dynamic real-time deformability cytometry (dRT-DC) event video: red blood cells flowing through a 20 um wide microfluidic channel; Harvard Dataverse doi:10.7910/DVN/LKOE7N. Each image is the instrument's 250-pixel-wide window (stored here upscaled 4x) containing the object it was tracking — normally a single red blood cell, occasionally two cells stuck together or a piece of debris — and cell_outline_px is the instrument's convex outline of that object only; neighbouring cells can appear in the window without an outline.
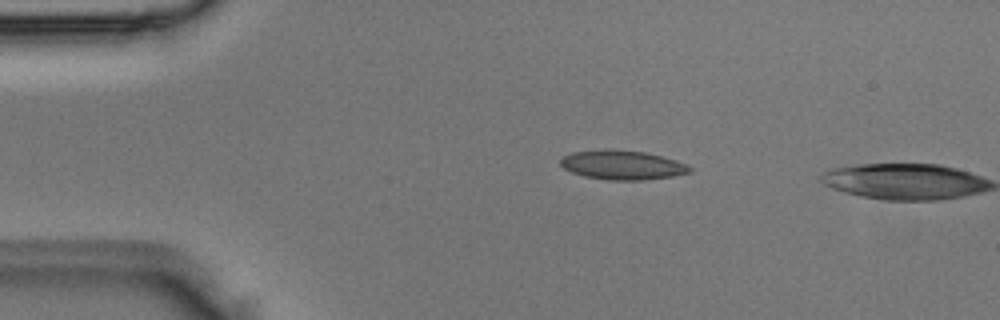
{"species": "Egyptian fruit bat (a non-hibernating species)", "species_latin": "Rousettus aegyptiacus", "temperature_condition": "room temperature", "stored_images_in_passage": 3, "camera_frame_rate_fps": 3000, "um_per_image_px": 0.085, "animal": {"sex": "male"}, "frame": {"image": 1, "passage_image": 2, "time_ms": 0.333, "image_size_px": [1000, 320], "cell_outline_px": [[692, 172], [672, 176], [644, 180], [608, 180], [584, 176], [572, 172], [564, 168], [560, 164], [560, 160], [564, 156], [572, 152], [604, 148], [608, 148], [644, 152], [676, 160], [688, 164], [692, 168]], "centroid_in_image_um": [52.9, 14.01], "position_along_channel_um": 32.1, "area_um2": 22.2}}